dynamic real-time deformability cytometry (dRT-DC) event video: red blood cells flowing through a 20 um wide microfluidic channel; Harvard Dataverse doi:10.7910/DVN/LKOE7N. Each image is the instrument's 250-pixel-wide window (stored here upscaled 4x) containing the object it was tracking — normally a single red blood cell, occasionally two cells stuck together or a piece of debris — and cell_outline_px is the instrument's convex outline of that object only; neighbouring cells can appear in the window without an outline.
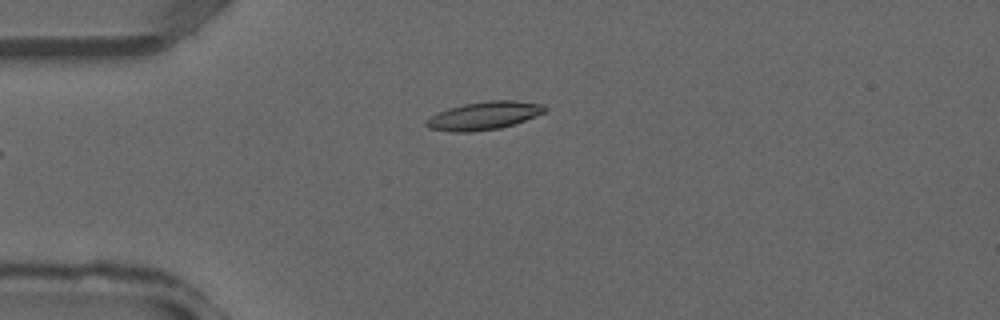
{"species": "common noctule bat (a hibernating species)", "species_latin": "Nyctalus noctula", "temperature_condition": "warm", "stored_images_in_passage": 26, "camera_frame_rate_fps": 3000, "um_per_image_px": 0.085, "animal": {"sex": "male", "forearm_length_mm": 52.5}, "frame": {"image": 1, "passage_image": 1, "time_ms": 0.0, "image_size_px": [1000, 320], "cell_outline_px": [[548, 108], [544, 112], [524, 120], [500, 128], [472, 132], [452, 132], [428, 128], [424, 124], [424, 120], [448, 108], [464, 104], [488, 100], [516, 100], [544, 104]], "centroid_in_image_um": [41.12, 9.83], "position_along_channel_um": 43.9, "area_um2": 19.36}}
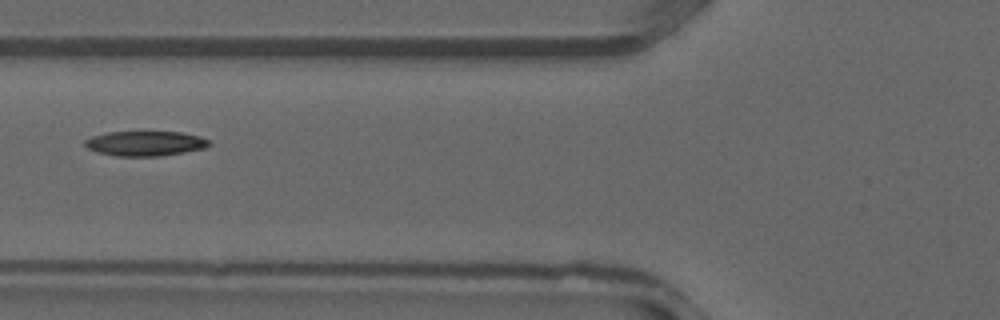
{"frame": {"image": 2, "passage_image": 6, "time_ms": 1.667, "image_size_px": [1000, 320], "cell_outline_px": [[212, 144], [204, 148], [184, 152], [160, 156], [116, 156], [100, 152], [88, 148], [84, 144], [84, 140], [92, 136], [108, 132], [180, 132], [200, 136], [208, 140]], "centroid_in_image_um": [12.36, 12.19], "position_along_channel_um": 113.4, "area_um2": 17.86}}
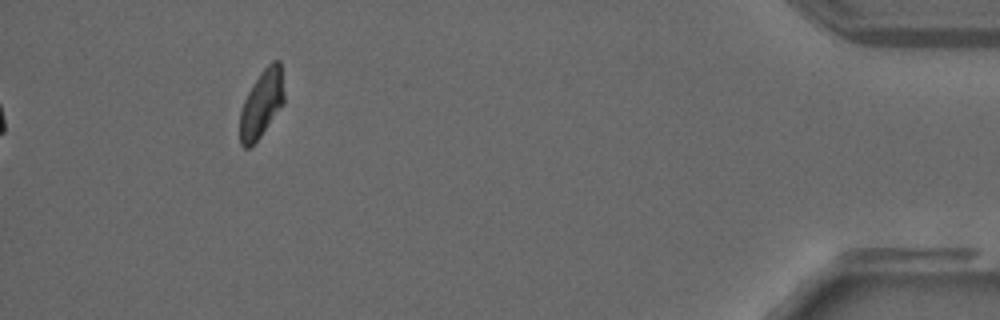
{"frame": {"image": 3, "passage_image": 26, "time_ms": 8.333, "image_size_px": [1000, 320], "cell_outline_px": [[284, 104], [260, 136], [248, 148], [244, 148], [240, 144], [240, 112], [244, 100], [252, 84], [260, 72], [272, 60], [280, 60], [284, 92]], "centroid_in_image_um": [22.24, 8.79], "position_along_channel_um": 413.0, "area_um2": 17.34}}